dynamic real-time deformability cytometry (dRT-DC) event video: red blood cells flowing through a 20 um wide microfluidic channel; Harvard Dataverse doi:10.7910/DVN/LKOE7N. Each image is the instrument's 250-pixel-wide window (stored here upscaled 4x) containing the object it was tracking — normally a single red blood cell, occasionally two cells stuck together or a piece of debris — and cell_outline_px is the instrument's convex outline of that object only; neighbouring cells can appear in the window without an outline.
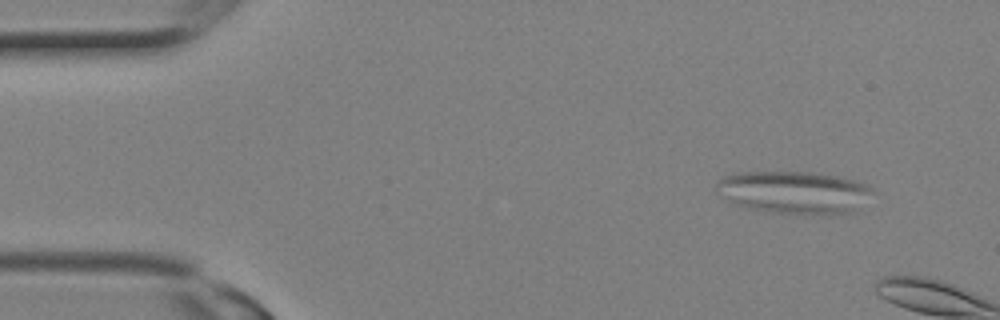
{"species": "Egyptian fruit bat (a non-hibernating species)", "species_latin": "Rousettus aegyptiacus", "temperature_condition": "room temperature", "stored_images_in_passage": 3, "camera_frame_rate_fps": 3000, "um_per_image_px": 0.085, "animal": {"sex": "female"}, "frame": {"image": 1, "passage_image": 1, "time_ms": 0.0, "image_size_px": [1000, 320], "cell_outline_px": [[872, 192], [856, 212], [828, 216], [820, 216], [768, 212], [752, 208], [716, 196], [716, 184], [724, 176], [736, 172], [812, 172], [836, 176], [868, 184], [872, 188]], "centroid_in_image_um": [67.52, 16.37], "position_along_channel_um": 17.5, "area_um2": 39.25}}